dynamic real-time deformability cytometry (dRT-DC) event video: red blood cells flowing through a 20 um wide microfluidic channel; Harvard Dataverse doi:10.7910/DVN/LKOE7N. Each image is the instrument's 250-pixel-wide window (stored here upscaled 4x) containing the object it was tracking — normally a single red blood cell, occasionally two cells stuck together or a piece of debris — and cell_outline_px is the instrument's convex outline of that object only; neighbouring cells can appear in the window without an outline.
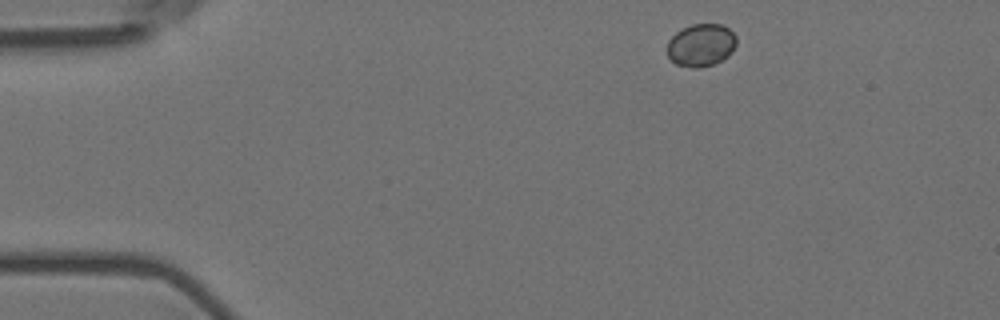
{"species": "Egyptian fruit bat (a non-hibernating species)", "species_latin": "Rousettus aegyptiacus", "temperature_condition": "room temperature", "stored_images_in_passage": 4, "camera_frame_rate_fps": 3000, "um_per_image_px": 0.085, "animal": {"sex": "female"}, "frame": {"image": 1, "passage_image": 1, "time_ms": 0.0, "image_size_px": [1000, 320], "cell_outline_px": [[736, 44], [732, 52], [728, 56], [712, 64], [700, 68], [692, 68], [676, 64], [668, 56], [668, 40], [676, 32], [692, 24], [720, 24], [728, 28], [736, 36]], "centroid_in_image_um": [59.59, 3.83], "position_along_channel_um": 25.4, "area_um2": 17.11}}
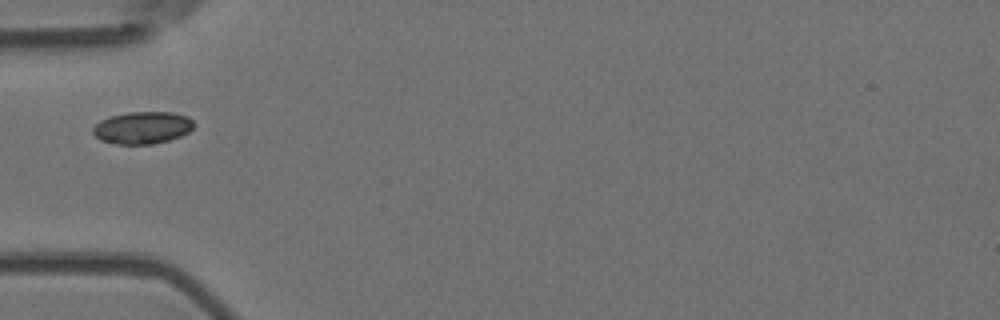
{"frame": {"image": 2, "passage_image": 4, "time_ms": 1.0, "image_size_px": [1000, 320], "cell_outline_px": [[196, 124], [188, 132], [180, 136], [168, 140], [152, 144], [116, 144], [100, 140], [92, 132], [92, 128], [100, 120], [112, 116], [128, 112], [172, 112], [188, 116]], "centroid_in_image_um": [12.11, 10.85], "position_along_channel_um": 72.9, "area_um2": 18.96}}